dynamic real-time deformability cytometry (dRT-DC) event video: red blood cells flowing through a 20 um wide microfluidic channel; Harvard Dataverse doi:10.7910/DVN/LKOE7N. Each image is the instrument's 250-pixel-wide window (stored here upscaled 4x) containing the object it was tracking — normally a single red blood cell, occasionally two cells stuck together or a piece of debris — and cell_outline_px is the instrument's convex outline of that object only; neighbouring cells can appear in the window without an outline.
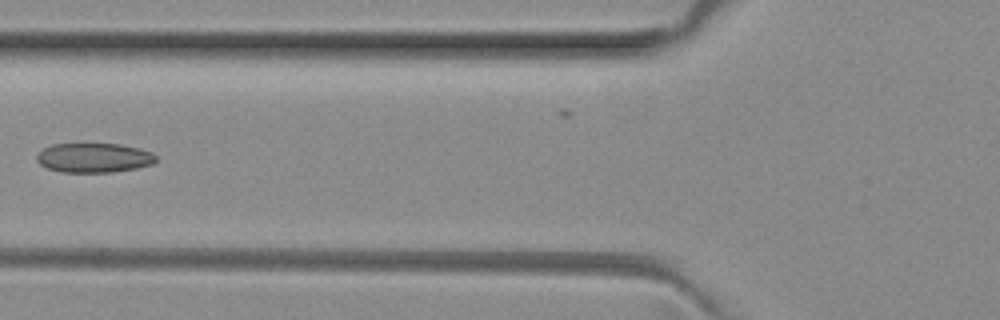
{"species": "common noctule bat (a hibernating species)", "species_latin": "Nyctalus noctula", "temperature_condition": "room temperature", "stored_images_in_passage": 5, "camera_frame_rate_fps": 3000, "um_per_image_px": 0.085, "animal": {"sex": "female", "body_mass_g": 29.2, "forearm_length_mm": 56.3}, "frame": {"image": 1, "passage_image": 4, "time_ms": 1.0, "image_size_px": [1000, 320], "cell_outline_px": [[156, 160], [152, 164], [136, 168], [112, 172], [60, 172], [48, 168], [40, 164], [36, 160], [36, 156], [44, 148], [52, 144], [120, 144], [140, 148], [152, 152], [156, 156]], "centroid_in_image_um": [7.99, 13.41], "position_along_channel_um": 117.8, "area_um2": 20.46}}
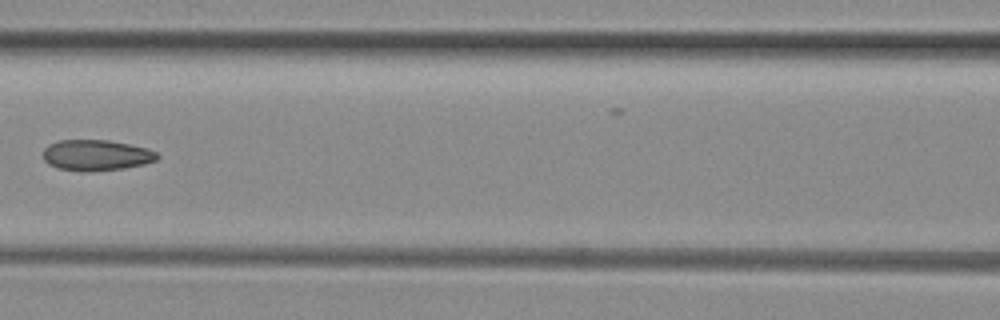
{"frame": {"image": 2, "passage_image": 5, "time_ms": 1.333, "image_size_px": [1000, 320], "cell_outline_px": [[160, 156], [156, 160], [144, 164], [124, 168], [88, 172], [80, 172], [60, 168], [48, 164], [44, 160], [44, 148], [48, 144], [60, 140], [108, 140], [148, 148], [156, 152]], "centroid_in_image_um": [8.18, 13.19], "position_along_channel_um": 158.4, "area_um2": 20.58}}